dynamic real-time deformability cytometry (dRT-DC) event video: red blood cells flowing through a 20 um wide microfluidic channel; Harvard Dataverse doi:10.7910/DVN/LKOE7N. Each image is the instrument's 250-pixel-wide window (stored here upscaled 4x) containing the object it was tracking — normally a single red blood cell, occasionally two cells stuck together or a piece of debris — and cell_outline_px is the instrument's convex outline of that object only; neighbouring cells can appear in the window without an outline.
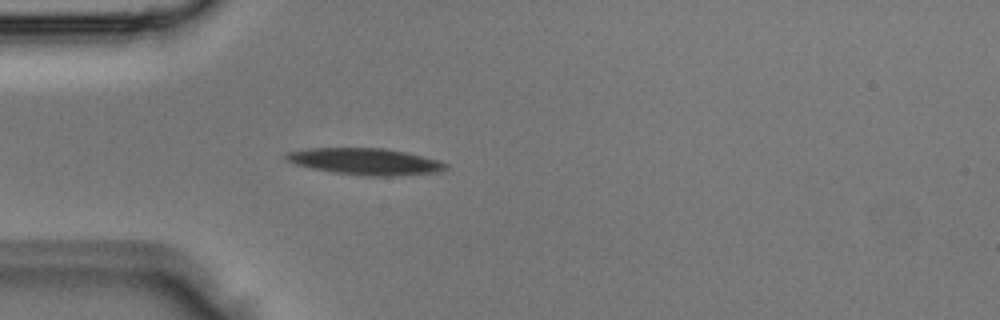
{"species": "Egyptian fruit bat (a non-hibernating species)", "species_latin": "Rousettus aegyptiacus", "temperature_condition": "room temperature", "stored_images_in_passage": 3, "camera_frame_rate_fps": 3000, "um_per_image_px": 0.085, "animal": {"sex": "male"}, "frame": {"image": 1, "passage_image": 3, "time_ms": 0.667, "image_size_px": [1000, 320], "cell_outline_px": [[448, 168], [440, 172], [392, 176], [372, 176], [336, 172], [312, 168], [296, 164], [288, 160], [284, 156], [284, 152], [308, 148], [384, 148], [404, 152], [440, 160], [448, 164]], "centroid_in_image_um": [31.08, 13.72], "position_along_channel_um": 53.9, "area_um2": 24.57}}